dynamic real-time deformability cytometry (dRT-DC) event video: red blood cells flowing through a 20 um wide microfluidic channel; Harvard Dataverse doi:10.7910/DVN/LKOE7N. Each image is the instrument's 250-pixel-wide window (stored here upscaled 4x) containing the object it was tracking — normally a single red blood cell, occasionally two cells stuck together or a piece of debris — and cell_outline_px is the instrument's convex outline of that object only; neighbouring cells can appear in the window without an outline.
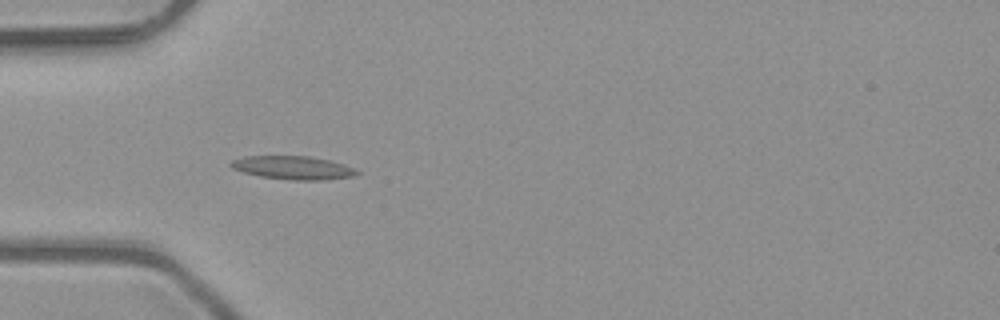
{"species": "common noctule bat (a hibernating species)", "species_latin": "Nyctalus noctula", "temperature_condition": "room temperature", "stored_images_in_passage": 6, "camera_frame_rate_fps": 3000, "um_per_image_px": 0.085, "animal": {"sex": "male", "body_mass_g": 23.1, "forearm_length_mm": 52.7}, "frame": {"image": 1, "passage_image": 4, "time_ms": 1.0, "image_size_px": [1000, 320], "cell_outline_px": [[360, 172], [352, 176], [320, 180], [292, 180], [260, 176], [244, 172], [232, 168], [228, 164], [232, 160], [244, 156], [308, 156], [328, 160], [344, 164]], "centroid_in_image_um": [24.86, 14.25], "position_along_channel_um": 60.1, "area_um2": 16.94}}
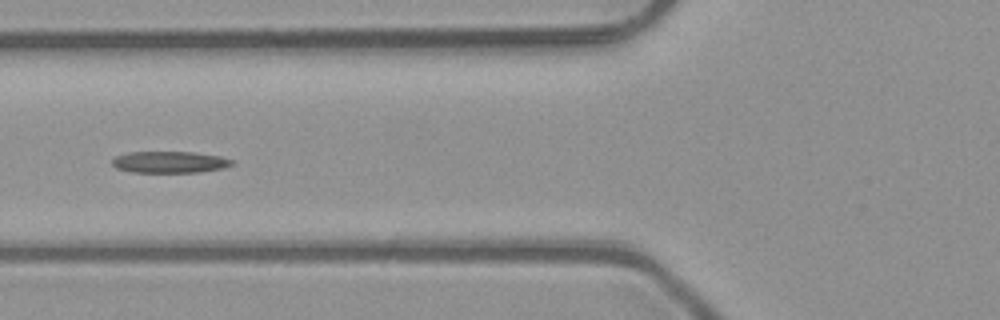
{"frame": {"image": 2, "passage_image": 5, "time_ms": 1.333, "image_size_px": [1000, 320], "cell_outline_px": [[236, 164], [224, 168], [196, 172], [132, 172], [116, 168], [112, 164], [112, 160], [116, 156], [128, 152], [192, 152], [220, 156], [232, 160]], "centroid_in_image_um": [14.43, 13.78], "position_along_channel_um": 111.4, "area_um2": 15.03}}
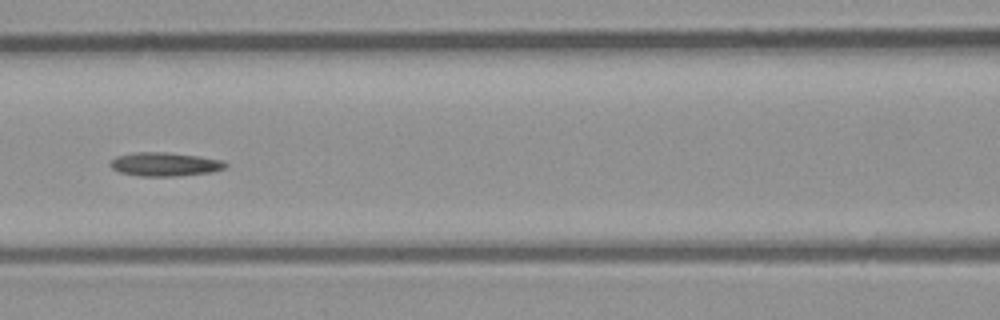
{"frame": {"image": 3, "passage_image": 6, "time_ms": 1.667, "image_size_px": [1000, 320], "cell_outline_px": [[228, 164], [224, 168], [212, 172], [180, 176], [140, 176], [120, 172], [112, 168], [108, 164], [116, 156], [136, 152], [168, 152], [200, 156], [224, 160]], "centroid_in_image_um": [14.04, 13.96], "position_along_channel_um": 152.6, "area_um2": 16.07}}